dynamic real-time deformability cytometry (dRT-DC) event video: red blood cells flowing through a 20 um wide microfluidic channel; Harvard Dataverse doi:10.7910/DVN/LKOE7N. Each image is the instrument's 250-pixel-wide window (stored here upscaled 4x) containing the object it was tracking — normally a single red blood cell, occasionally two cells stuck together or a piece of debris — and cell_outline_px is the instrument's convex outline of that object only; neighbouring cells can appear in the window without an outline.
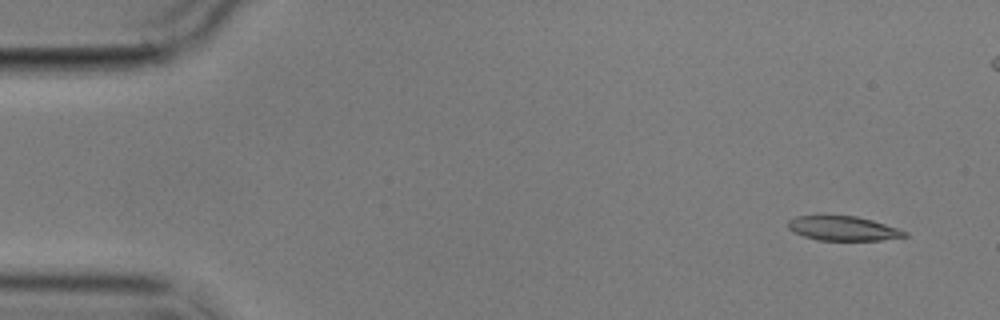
{"species": "common noctule bat (a hibernating species)", "species_latin": "Nyctalus noctula", "temperature_condition": "cold", "stored_images_in_passage": 6, "camera_frame_rate_fps": 3000, "um_per_image_px": 0.085, "animal": {"sex": "male", "body_mass_g": 17.9}, "frame": {"image": 1, "passage_image": 1, "time_ms": 0.0, "image_size_px": [1000, 320], "cell_outline_px": [[908, 236], [880, 240], [816, 240], [804, 236], [788, 228], [788, 220], [796, 216], [856, 216], [872, 220], [908, 232]], "centroid_in_image_um": [71.66, 19.42], "position_along_channel_um": 13.3, "area_um2": 16.36}}